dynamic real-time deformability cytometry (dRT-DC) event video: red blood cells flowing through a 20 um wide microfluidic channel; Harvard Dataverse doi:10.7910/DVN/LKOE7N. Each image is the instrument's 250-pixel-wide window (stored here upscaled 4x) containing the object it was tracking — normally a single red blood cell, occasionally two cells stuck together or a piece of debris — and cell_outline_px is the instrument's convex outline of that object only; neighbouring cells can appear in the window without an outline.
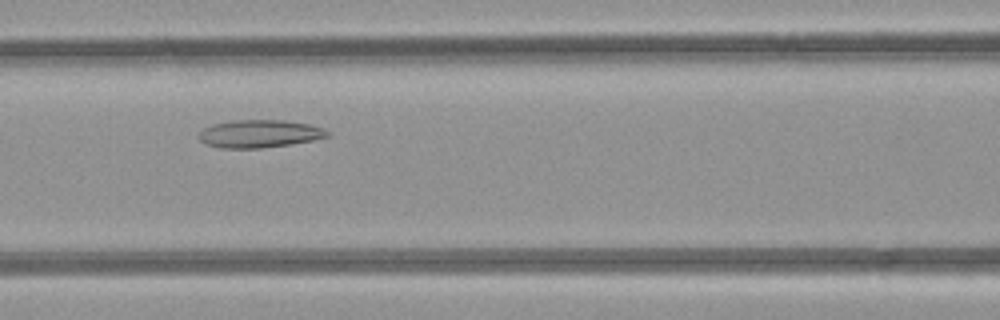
{"species": "common noctule bat (a hibernating species)", "species_latin": "Nyctalus noctula", "temperature_condition": "room temperature", "stored_images_in_passage": 8, "camera_frame_rate_fps": 3000, "um_per_image_px": 0.085, "animal": {"sex": "female", "body_mass_g": 21.9}, "frame": {"image": 1, "passage_image": 6, "time_ms": 6.333, "image_size_px": [1000, 320], "cell_outline_px": [[332, 132], [328, 136], [312, 140], [288, 144], [260, 148], [220, 148], [204, 144], [196, 136], [204, 128], [212, 124], [232, 120], [284, 120], [308, 124], [324, 128]], "centroid_in_image_um": [22.02, 11.36], "position_along_channel_um": 144.6, "area_um2": 20.87}}
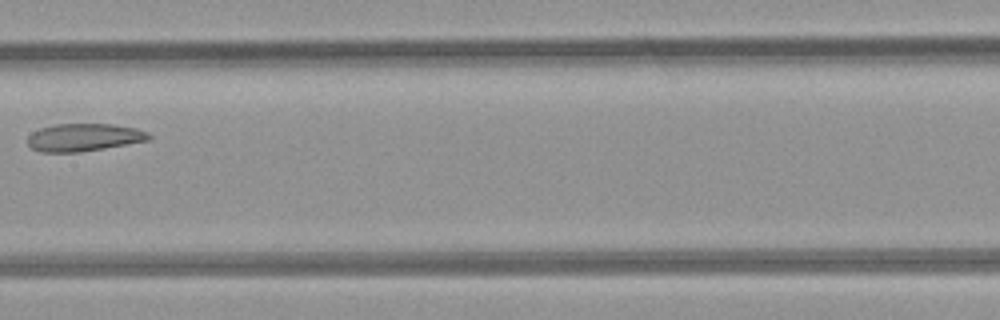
{"frame": {"image": 2, "passage_image": 7, "time_ms": 7.667, "image_size_px": [1000, 320], "cell_outline_px": [[152, 140], [80, 152], [40, 152], [32, 148], [28, 144], [28, 136], [32, 132], [40, 128], [56, 124], [112, 124], [136, 128], [148, 132], [152, 136]], "centroid_in_image_um": [7.16, 11.68], "position_along_channel_um": 200.2, "area_um2": 19.65}}
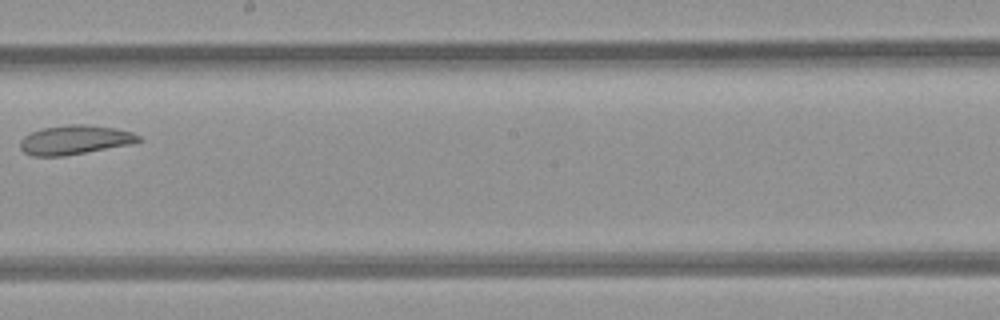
{"frame": {"image": 3, "passage_image": 8, "time_ms": 8.667, "image_size_px": [1000, 320], "cell_outline_px": [[144, 140], [128, 144], [64, 156], [32, 156], [24, 152], [20, 148], [20, 140], [24, 136], [32, 132], [44, 128], [68, 124], [84, 124], [116, 128], [132, 132], [140, 136]], "centroid_in_image_um": [6.35, 11.88], "position_along_channel_um": 241.9, "area_um2": 20.0}}